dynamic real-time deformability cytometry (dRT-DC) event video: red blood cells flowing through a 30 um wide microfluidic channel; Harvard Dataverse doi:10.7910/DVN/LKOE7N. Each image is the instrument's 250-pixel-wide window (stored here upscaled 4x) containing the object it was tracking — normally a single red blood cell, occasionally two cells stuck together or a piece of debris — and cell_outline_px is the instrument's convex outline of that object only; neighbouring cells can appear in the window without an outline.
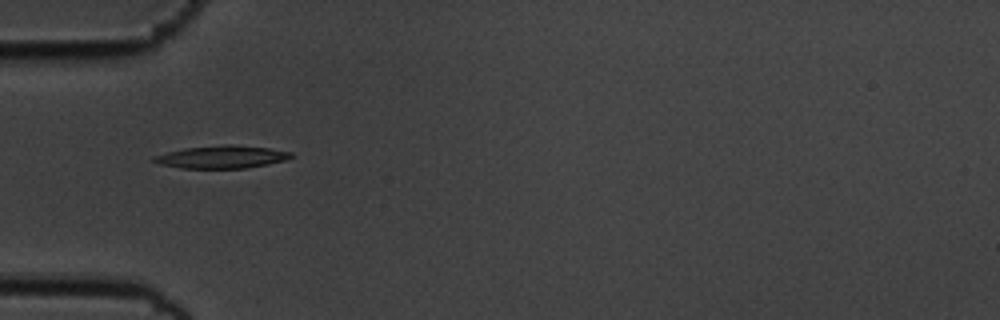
{"species": "common noctule bat (a hibernating species)", "species_latin": "Nyctalus noctula", "temperature_condition": "cold", "stored_images_in_passage": 39, "camera_frame_rate_fps": 3000, "um_per_image_px": 0.085, "animal": {"sex": "male", "body_mass_g": 19.5, "forearm_length_mm": 54.6}, "frame": {"image": 1, "passage_image": 1, "time_ms": 0.0, "image_size_px": [1000, 320], "cell_outline_px": [[292, 156], [284, 160], [268, 164], [244, 168], [180, 168], [160, 164], [152, 160], [152, 156], [184, 148], [224, 144], [232, 144], [268, 148], [292, 152]], "centroid_in_image_um": [18.82, 13.33], "position_along_channel_um": 66.2, "area_um2": 18.03}}
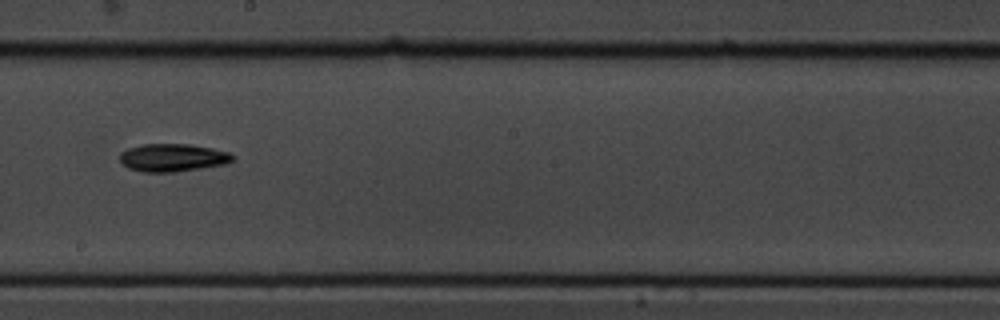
{"frame": {"image": 2, "passage_image": 15, "time_ms": 4.667, "image_size_px": [1000, 320], "cell_outline_px": [[236, 156], [228, 164], [176, 172], [144, 172], [128, 168], [120, 160], [120, 152], [128, 148], [144, 144], [188, 144], [212, 148], [232, 152]], "centroid_in_image_um": [14.73, 13.4], "position_along_channel_um": 233.5, "area_um2": 18.5}}
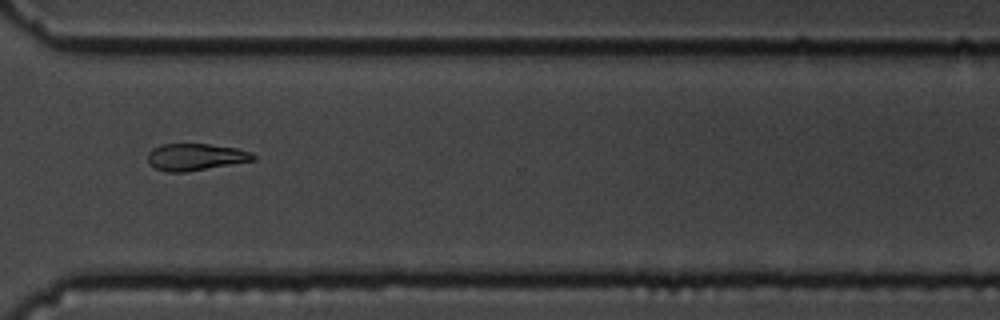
{"frame": {"image": 3, "passage_image": 25, "time_ms": 8.0, "image_size_px": [1000, 320], "cell_outline_px": [[256, 160], [184, 172], [168, 172], [156, 168], [148, 164], [148, 152], [152, 148], [160, 144], [208, 144], [236, 148], [252, 152], [256, 156]], "centroid_in_image_um": [16.61, 13.33], "position_along_channel_um": 354.0, "area_um2": 16.53}, "authors_computed_cell_mechanics": {"area_um2": 17.4556, "velocity_mm_per_s": 3.6206, "shape_relaxation_time_tau1_ms": 2.4526, "shape_relaxation_time_tau2_ms": null, "deformation_change_tau1": 0.0858, "deformation_change_tau2": null}}